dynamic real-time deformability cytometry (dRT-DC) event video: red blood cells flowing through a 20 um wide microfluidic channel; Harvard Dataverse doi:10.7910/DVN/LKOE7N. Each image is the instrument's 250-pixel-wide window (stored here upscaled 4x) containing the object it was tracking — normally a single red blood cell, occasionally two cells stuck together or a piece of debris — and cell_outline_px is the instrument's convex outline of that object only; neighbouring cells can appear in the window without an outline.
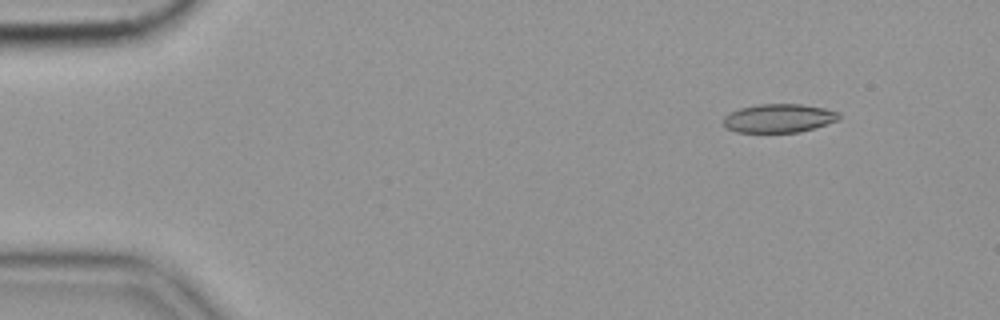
{"species": "common noctule bat (a hibernating species)", "species_latin": "Nyctalus noctula", "temperature_condition": "cold", "stored_images_in_passage": 56, "camera_frame_rate_fps": 3000, "um_per_image_px": 0.085, "animal": {"sex": "female", "body_mass_g": 19.9}, "frame": {"image": 1, "passage_image": 6, "time_ms": 1.667, "image_size_px": [1000, 320], "cell_outline_px": [[840, 120], [816, 128], [800, 132], [736, 132], [724, 128], [724, 116], [728, 112], [740, 108], [756, 104], [800, 104], [824, 108], [840, 112]], "centroid_in_image_um": [66.21, 10.05], "position_along_channel_um": 18.8, "area_um2": 19.59}}
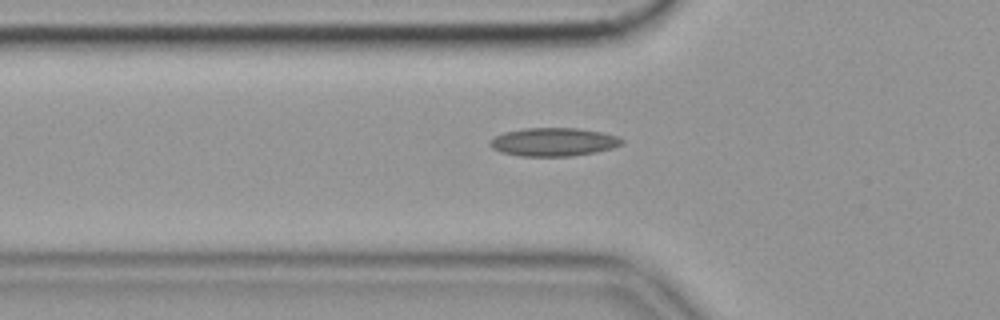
{"frame": {"image": 2, "passage_image": 19, "time_ms": 6.0, "image_size_px": [1000, 320], "cell_outline_px": [[624, 144], [612, 148], [596, 152], [572, 156], [520, 156], [500, 152], [492, 148], [488, 144], [488, 140], [504, 132], [524, 128], [576, 128], [600, 132], [616, 136], [624, 140]], "centroid_in_image_um": [47.02, 12.07], "position_along_channel_um": 78.8, "area_um2": 21.85}}
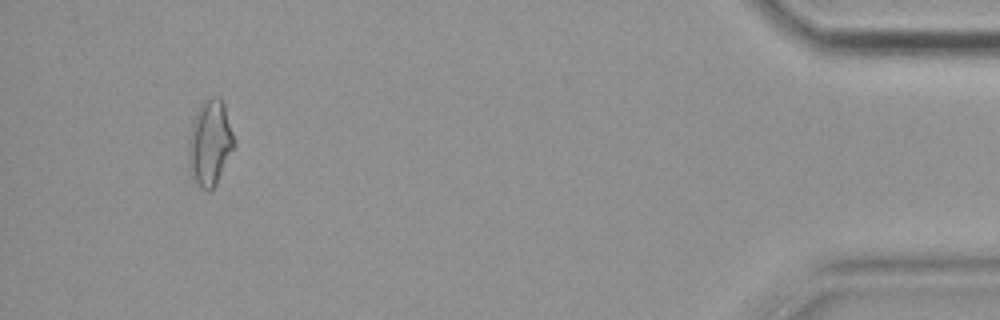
{"frame": {"image": 3, "passage_image": 53, "time_ms": 17.333, "image_size_px": [1000, 320], "cell_outline_px": [[236, 144], [216, 184], [208, 192], [200, 188], [188, 168], [188, 140], [192, 124], [196, 112], [200, 104], [204, 100], [212, 96], [216, 96], [224, 104], [236, 140]], "centroid_in_image_um": [17.85, 12.15], "position_along_channel_um": 417.4, "area_um2": 22.89}, "authors_computed_cell_mechanics": {"area_um2": 19.7965, "velocity_mm_per_s": 3.5611, "shape_relaxation_time_tau1_ms": null, "shape_relaxation_time_tau2_ms": 3.374, "deformation_change_tau1": null, "deformation_change_tau2": 0.1005}}